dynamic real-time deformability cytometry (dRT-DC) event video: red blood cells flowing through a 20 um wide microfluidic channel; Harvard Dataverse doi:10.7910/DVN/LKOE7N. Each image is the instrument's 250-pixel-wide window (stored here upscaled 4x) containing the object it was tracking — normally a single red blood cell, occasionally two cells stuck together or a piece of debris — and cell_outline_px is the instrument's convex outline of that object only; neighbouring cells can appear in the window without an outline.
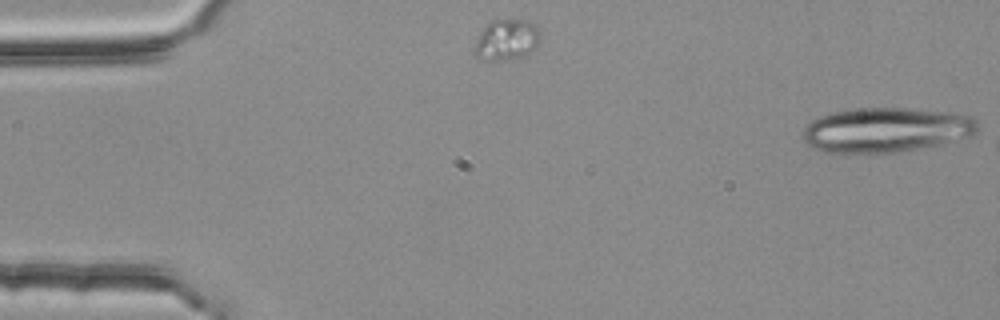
{"species": "common noctule bat (a hibernating species)", "species_latin": "Nyctalus noctula", "temperature_condition": "room temperature", "stored_images_in_passage": 3, "camera_frame_rate_fps": 3000, "um_per_image_px": 0.085, "animal": {"sex": "female", "body_mass_g": 25.1}, "frame": {"image": 1, "passage_image": 1, "time_ms": 0.0, "image_size_px": [1000, 320], "cell_outline_px": [[976, 132], [972, 136], [940, 144], [892, 152], [824, 152], [812, 148], [804, 140], [804, 124], [820, 116], [836, 112], [860, 108], [908, 108], [948, 112], [972, 116], [976, 120]], "centroid_in_image_um": [75.3, 11.03], "position_along_channel_um": 9.7, "area_um2": 45.03}}